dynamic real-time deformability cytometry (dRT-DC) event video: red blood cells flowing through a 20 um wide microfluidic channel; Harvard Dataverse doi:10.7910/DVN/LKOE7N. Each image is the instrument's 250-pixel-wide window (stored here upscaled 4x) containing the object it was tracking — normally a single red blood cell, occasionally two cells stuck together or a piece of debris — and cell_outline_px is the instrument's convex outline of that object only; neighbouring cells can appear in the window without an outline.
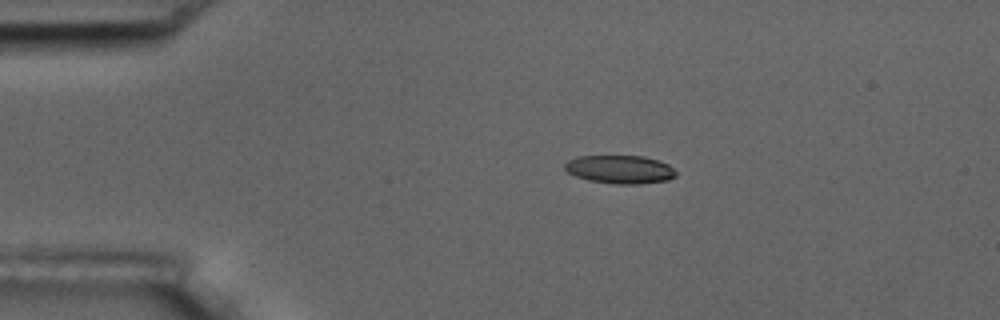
{"species": "common noctule bat (a hibernating species)", "species_latin": "Nyctalus noctula", "temperature_condition": "room temperature", "stored_images_in_passage": 14, "camera_frame_rate_fps": 3000, "um_per_image_px": 0.085, "animal": {"sex": "male", "body_mass_g": 17.5, "forearm_length_mm": 52.3}, "frame": {"image": 1, "passage_image": 1, "time_ms": 0.0, "image_size_px": [1000, 320], "cell_outline_px": [[676, 176], [668, 180], [640, 184], [620, 184], [588, 180], [576, 176], [568, 172], [564, 168], [564, 164], [568, 160], [576, 156], [644, 156], [668, 164], [676, 172]], "centroid_in_image_um": [52.69, 14.4], "position_along_channel_um": 32.3, "area_um2": 18.26}}
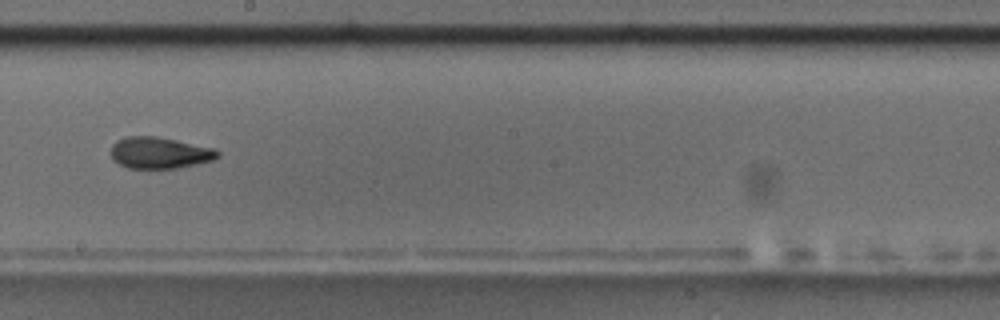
{"frame": {"image": 2, "passage_image": 7, "time_ms": 7.0, "image_size_px": [1000, 320], "cell_outline_px": [[220, 156], [212, 160], [196, 164], [176, 168], [128, 168], [112, 160], [112, 144], [116, 140], [124, 136], [156, 136], [216, 148], [220, 152]], "centroid_in_image_um": [13.57, 12.98], "position_along_channel_um": 234.6, "area_um2": 19.65}}
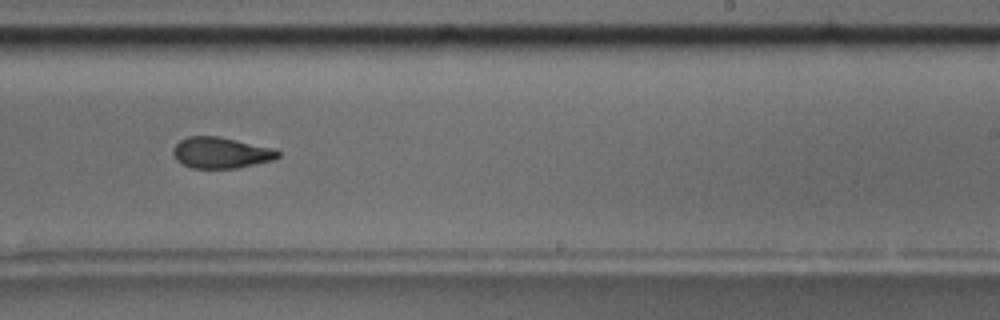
{"frame": {"image": 3, "passage_image": 8, "time_ms": 8.0, "image_size_px": [1000, 320], "cell_outline_px": [[280, 156], [272, 160], [236, 168], [192, 168], [180, 164], [176, 160], [172, 152], [172, 148], [180, 140], [188, 136], [220, 136], [272, 148], [280, 152]], "centroid_in_image_um": [18.73, 12.98], "position_along_channel_um": 270.3, "area_um2": 19.02}, "authors_computed_cell_mechanics": {"area_um2": 19.7098, "velocity_mm_per_s": 3.5617, "shape_relaxation_time_tau1_ms": 6.3376, "shape_relaxation_time_tau2_ms": 1.6222, "deformation_change_tau1": 0.1493, "deformation_change_tau2": 0.071}}